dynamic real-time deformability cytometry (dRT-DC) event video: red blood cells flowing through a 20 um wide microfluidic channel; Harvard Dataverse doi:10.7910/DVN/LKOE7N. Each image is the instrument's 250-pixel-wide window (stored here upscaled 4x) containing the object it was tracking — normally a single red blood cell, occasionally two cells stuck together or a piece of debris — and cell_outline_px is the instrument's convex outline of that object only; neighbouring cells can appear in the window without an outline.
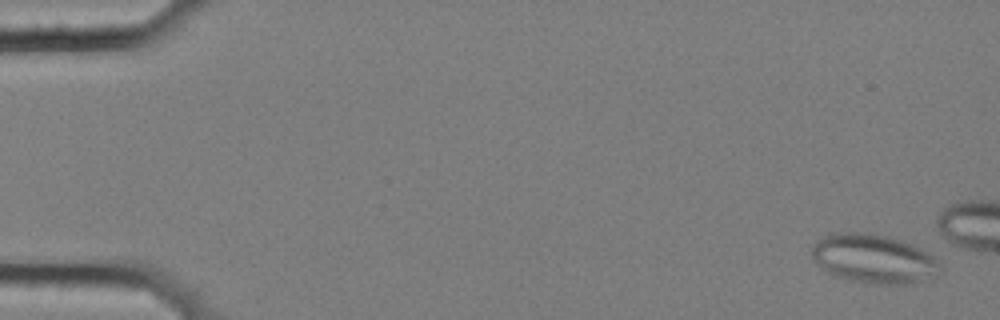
{"species": "common noctule bat (a hibernating species)", "species_latin": "Nyctalus noctula", "temperature_condition": "cold", "stored_images_in_passage": 17, "camera_frame_rate_fps": 3000, "um_per_image_px": 0.085, "animal": {"sex": "female", "body_mass_g": 25.1}, "frame": {"image": 1, "passage_image": 3, "time_ms": 0.667, "image_size_px": [1000, 320], "cell_outline_px": [[944, 268], [940, 272], [904, 284], [864, 284], [848, 280], [836, 276], [828, 272], [812, 256], [812, 244], [824, 236], [832, 232], [860, 232], [888, 236], [900, 240], [932, 256]], "centroid_in_image_um": [74.19, 21.99], "position_along_channel_um": 10.8, "area_um2": 35.95}}